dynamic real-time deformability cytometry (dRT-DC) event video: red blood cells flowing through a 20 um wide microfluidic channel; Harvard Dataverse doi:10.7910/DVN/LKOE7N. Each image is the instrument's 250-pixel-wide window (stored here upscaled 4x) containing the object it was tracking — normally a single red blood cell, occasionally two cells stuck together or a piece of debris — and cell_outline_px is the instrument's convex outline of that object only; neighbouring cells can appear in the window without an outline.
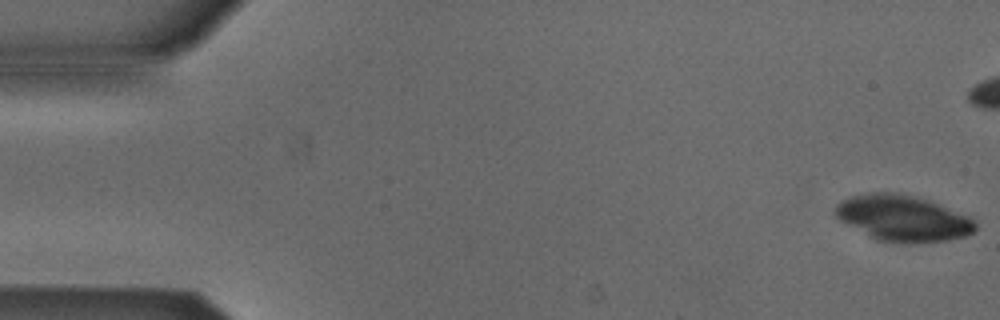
{"species": "Egyptian fruit bat (a non-hibernating species)", "species_latin": "Rousettus aegyptiacus", "temperature_condition": "cold", "stored_images_in_passage": 43, "camera_frame_rate_fps": 3000, "um_per_image_px": 0.085, "animal": {"sex": "male"}, "frame": {"image": 1, "passage_image": 1, "time_ms": 0.0, "image_size_px": [1000, 320], "cell_outline_px": [[976, 228], [968, 236], [948, 240], [876, 240], [840, 220], [832, 212], [836, 204], [840, 200], [852, 196], [872, 192], [896, 192], [924, 200], [972, 216], [976, 224]], "centroid_in_image_um": [76.71, 18.51], "position_along_channel_um": 8.3, "area_um2": 36.47}}